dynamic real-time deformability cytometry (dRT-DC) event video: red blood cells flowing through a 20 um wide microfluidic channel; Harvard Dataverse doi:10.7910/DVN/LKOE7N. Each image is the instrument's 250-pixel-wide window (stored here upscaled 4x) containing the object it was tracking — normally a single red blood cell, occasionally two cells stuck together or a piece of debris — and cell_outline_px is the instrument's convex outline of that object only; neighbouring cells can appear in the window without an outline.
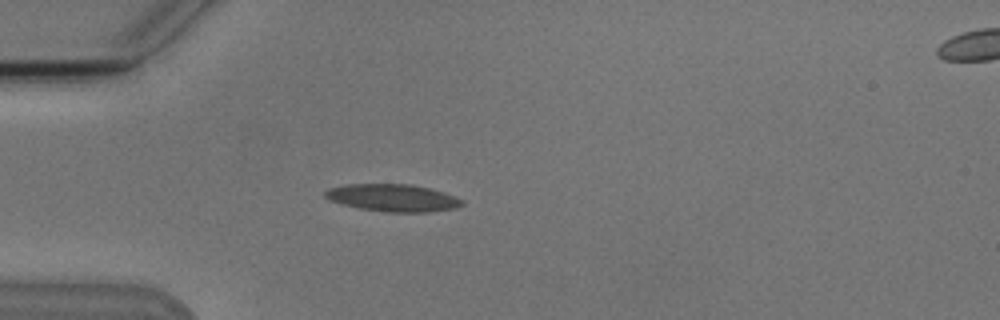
{"species": "Egyptian fruit bat (a non-hibernating species)", "species_latin": "Rousettus aegyptiacus", "temperature_condition": "cold", "stored_images_in_passage": 6, "camera_frame_rate_fps": 3000, "um_per_image_px": 0.085, "animal": {"sex": "male"}, "frame": {"image": 1, "passage_image": 5, "time_ms": 4.667, "image_size_px": [1000, 320], "cell_outline_px": [[464, 204], [456, 208], [428, 212], [384, 212], [360, 208], [328, 200], [324, 196], [324, 192], [328, 188], [348, 184], [408, 184], [428, 188], [444, 192], [464, 200]], "centroid_in_image_um": [33.39, 16.82], "position_along_channel_um": 51.6, "area_um2": 21.79}}